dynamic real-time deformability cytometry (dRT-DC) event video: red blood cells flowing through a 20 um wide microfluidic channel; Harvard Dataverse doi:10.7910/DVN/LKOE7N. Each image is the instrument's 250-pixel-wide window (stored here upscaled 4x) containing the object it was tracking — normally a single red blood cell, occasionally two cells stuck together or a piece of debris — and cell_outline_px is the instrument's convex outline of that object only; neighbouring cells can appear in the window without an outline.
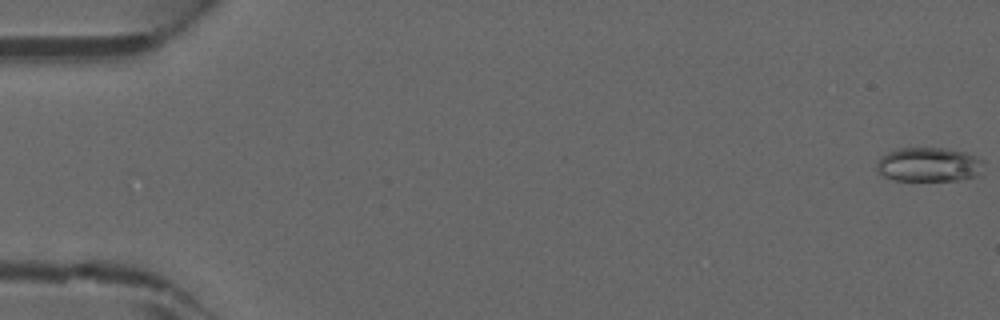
{"species": "common noctule bat (a hibernating species)", "species_latin": "Nyctalus noctula", "temperature_condition": "warm", "stored_images_in_passage": 9, "camera_frame_rate_fps": 3000, "um_per_image_px": 0.085, "animal": {"sex": "male", "forearm_length_mm": 52.5}, "frame": {"image": 1, "passage_image": 1, "time_ms": 0.0, "image_size_px": [1000, 320], "cell_outline_px": [[984, 160], [976, 176], [960, 180], [892, 180], [880, 176], [876, 168], [876, 164], [880, 156], [888, 152], [900, 148], [944, 148], [964, 152], [976, 156]], "centroid_in_image_um": [78.88, 13.99], "position_along_channel_um": 6.1, "area_um2": 21.39}}